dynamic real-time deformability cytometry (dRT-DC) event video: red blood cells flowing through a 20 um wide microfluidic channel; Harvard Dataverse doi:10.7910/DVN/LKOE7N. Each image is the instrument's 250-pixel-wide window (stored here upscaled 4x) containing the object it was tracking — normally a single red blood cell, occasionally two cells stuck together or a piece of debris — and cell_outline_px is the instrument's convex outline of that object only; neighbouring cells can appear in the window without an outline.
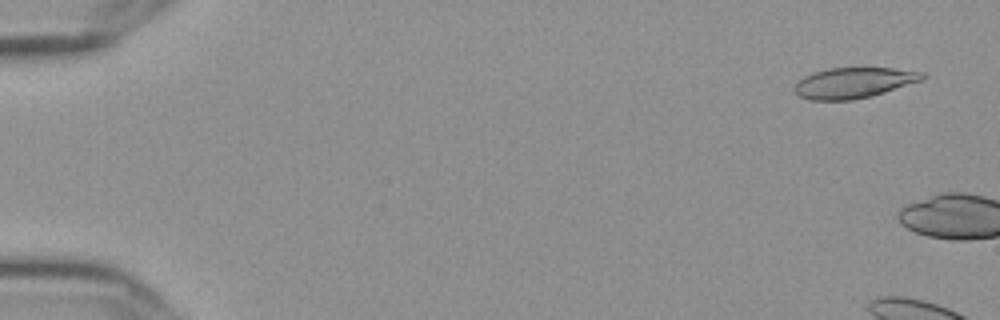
{"species": "Egyptian fruit bat (a non-hibernating species)", "species_latin": "Rousettus aegyptiacus", "temperature_condition": "cold", "stored_images_in_passage": 6, "camera_frame_rate_fps": 3000, "um_per_image_px": 0.085, "frame": {"image": 1, "passage_image": 3, "time_ms": 0.667, "image_size_px": [1000, 320], "cell_outline_px": [[928, 76], [920, 80], [872, 96], [852, 100], [808, 100], [800, 96], [792, 88], [804, 76], [812, 72], [828, 68], [892, 68], [924, 72]], "centroid_in_image_um": [72.54, 7.03], "position_along_channel_um": 12.5, "area_um2": 22.72}}